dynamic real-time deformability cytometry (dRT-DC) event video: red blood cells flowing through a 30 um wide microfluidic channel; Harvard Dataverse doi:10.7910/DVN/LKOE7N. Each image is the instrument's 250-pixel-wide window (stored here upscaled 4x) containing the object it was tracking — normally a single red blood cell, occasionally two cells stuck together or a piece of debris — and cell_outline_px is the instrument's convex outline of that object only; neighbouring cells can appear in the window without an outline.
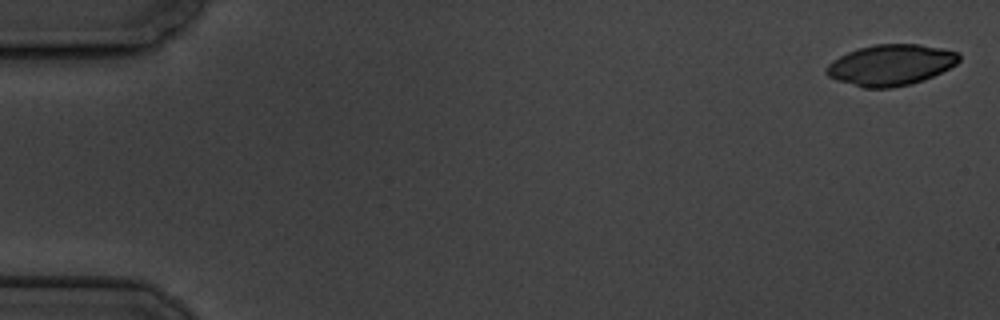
{"species": "common noctule bat (a hibernating species)", "species_latin": "Nyctalus noctula", "temperature_condition": "cold", "stored_images_in_passage": 5, "camera_frame_rate_fps": 3000, "um_per_image_px": 0.085, "animal": {"sex": "male", "body_mass_g": 19.5, "forearm_length_mm": 54.6}, "frame": {"image": 1, "passage_image": 1, "time_ms": 0.0, "image_size_px": [1000, 320], "cell_outline_px": [[960, 60], [956, 64], [924, 80], [912, 84], [892, 88], [864, 88], [836, 80], [828, 76], [824, 72], [824, 68], [832, 60], [848, 52], [860, 48], [876, 44], [920, 44], [960, 52]], "centroid_in_image_um": [75.7, 5.53], "position_along_channel_um": 9.3, "area_um2": 31.73}}